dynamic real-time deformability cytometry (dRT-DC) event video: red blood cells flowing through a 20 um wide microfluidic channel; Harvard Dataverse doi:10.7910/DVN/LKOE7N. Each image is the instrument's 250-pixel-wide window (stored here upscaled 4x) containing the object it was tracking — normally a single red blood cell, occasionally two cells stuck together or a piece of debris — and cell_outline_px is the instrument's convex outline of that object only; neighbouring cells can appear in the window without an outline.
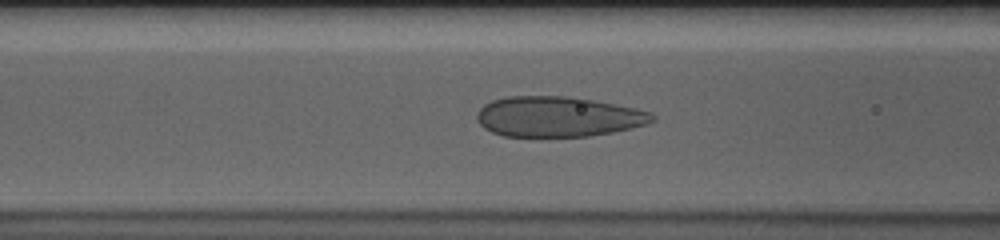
{"species": "human", "species_latin": "Homo sapiens", "temperature_condition": "cold", "stored_images_in_passage": 52, "camera_frame_rate_fps": 3000, "um_per_image_px": 0.085, "donor": {"sex": "male"}, "frame": {"image": 1, "passage_image": 18, "time_ms": 5.667, "image_size_px": [1000, 240], "cell_outline_px": [[656, 120], [648, 124], [632, 128], [612, 132], [588, 136], [504, 136], [492, 132], [484, 128], [476, 120], [476, 116], [480, 108], [484, 104], [492, 100], [508, 96], [564, 96], [592, 100], [636, 108], [652, 112], [656, 116]], "centroid_in_image_um": [47.45, 9.91], "position_along_channel_um": 119.2, "area_um2": 41.21}}
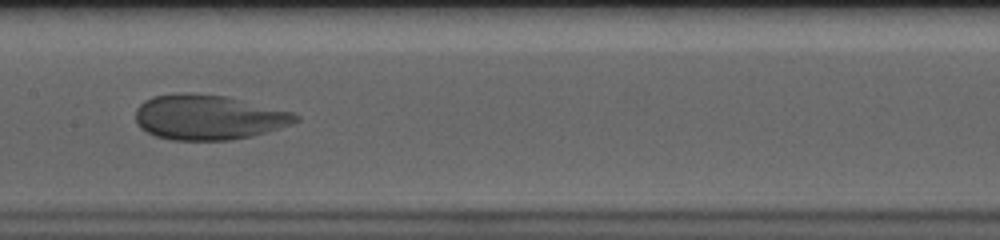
{"frame": {"image": 2, "passage_image": 24, "time_ms": 7.667, "image_size_px": [1000, 240], "cell_outline_px": [[300, 120], [292, 124], [252, 136], [232, 140], [172, 140], [156, 136], [140, 128], [136, 120], [136, 108], [144, 100], [152, 96], [184, 92], [188, 92], [224, 96], [292, 112], [300, 116]], "centroid_in_image_um": [17.69, 9.97], "position_along_channel_um": 189.7, "area_um2": 41.85}}
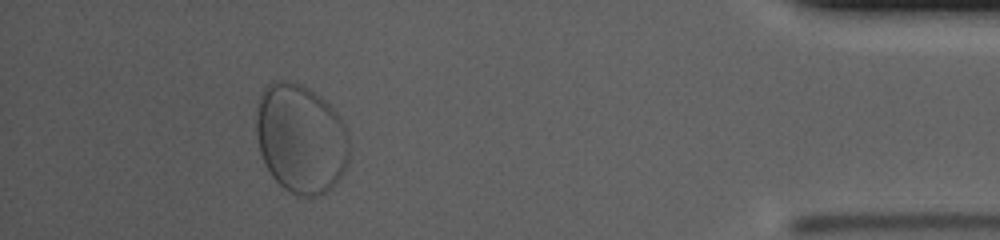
{"frame": {"image": 3, "passage_image": 47, "time_ms": 15.333, "image_size_px": [1000, 240], "cell_outline_px": [[348, 156], [344, 172], [332, 188], [316, 196], [300, 196], [284, 188], [272, 176], [264, 164], [260, 152], [256, 132], [256, 108], [260, 92], [268, 84], [280, 80], [284, 80], [300, 84], [308, 88], [320, 96], [336, 112], [344, 124], [348, 136]], "centroid_in_image_um": [25.54, 11.77], "position_along_channel_um": 409.7, "area_um2": 59.25}, "authors_computed_cell_mechanics": {"area_um2": 46.0666, "velocity_mm_per_s": 3.5285, "shape_relaxation_time_tau1_ms": 5.8146, "shape_relaxation_time_tau2_ms": null, "deformation_change_tau1": 0.2041, "deformation_change_tau2": null}}